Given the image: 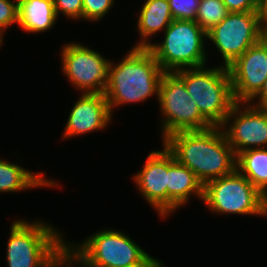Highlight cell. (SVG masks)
I'll return each mask as SVG.
<instances>
[{
	"instance_id": "obj_1",
	"label": "cell",
	"mask_w": 267,
	"mask_h": 267,
	"mask_svg": "<svg viewBox=\"0 0 267 267\" xmlns=\"http://www.w3.org/2000/svg\"><path fill=\"white\" fill-rule=\"evenodd\" d=\"M163 145L203 186L236 170L237 156L220 126L175 132L163 140Z\"/></svg>"
},
{
	"instance_id": "obj_2",
	"label": "cell",
	"mask_w": 267,
	"mask_h": 267,
	"mask_svg": "<svg viewBox=\"0 0 267 267\" xmlns=\"http://www.w3.org/2000/svg\"><path fill=\"white\" fill-rule=\"evenodd\" d=\"M108 67L105 97L111 113L120 104L144 102L155 93L164 71L149 48L133 47L117 65Z\"/></svg>"
},
{
	"instance_id": "obj_3",
	"label": "cell",
	"mask_w": 267,
	"mask_h": 267,
	"mask_svg": "<svg viewBox=\"0 0 267 267\" xmlns=\"http://www.w3.org/2000/svg\"><path fill=\"white\" fill-rule=\"evenodd\" d=\"M80 267H162V263L117 230H104L80 245L66 244Z\"/></svg>"
},
{
	"instance_id": "obj_4",
	"label": "cell",
	"mask_w": 267,
	"mask_h": 267,
	"mask_svg": "<svg viewBox=\"0 0 267 267\" xmlns=\"http://www.w3.org/2000/svg\"><path fill=\"white\" fill-rule=\"evenodd\" d=\"M183 80L188 94L201 115L212 125L222 126L236 103L228 67L184 68L175 71Z\"/></svg>"
},
{
	"instance_id": "obj_5",
	"label": "cell",
	"mask_w": 267,
	"mask_h": 267,
	"mask_svg": "<svg viewBox=\"0 0 267 267\" xmlns=\"http://www.w3.org/2000/svg\"><path fill=\"white\" fill-rule=\"evenodd\" d=\"M66 244L60 232L45 222L16 220L7 244L8 267H44Z\"/></svg>"
},
{
	"instance_id": "obj_6",
	"label": "cell",
	"mask_w": 267,
	"mask_h": 267,
	"mask_svg": "<svg viewBox=\"0 0 267 267\" xmlns=\"http://www.w3.org/2000/svg\"><path fill=\"white\" fill-rule=\"evenodd\" d=\"M164 35L162 43L148 47L164 72L206 65L207 32L195 20H173Z\"/></svg>"
},
{
	"instance_id": "obj_7",
	"label": "cell",
	"mask_w": 267,
	"mask_h": 267,
	"mask_svg": "<svg viewBox=\"0 0 267 267\" xmlns=\"http://www.w3.org/2000/svg\"><path fill=\"white\" fill-rule=\"evenodd\" d=\"M158 100L161 113L163 140L179 131L205 130L212 125L201 115L188 94L184 80L176 72H164L159 85Z\"/></svg>"
},
{
	"instance_id": "obj_8",
	"label": "cell",
	"mask_w": 267,
	"mask_h": 267,
	"mask_svg": "<svg viewBox=\"0 0 267 267\" xmlns=\"http://www.w3.org/2000/svg\"><path fill=\"white\" fill-rule=\"evenodd\" d=\"M202 201L215 213L262 215V194L237 169L206 183Z\"/></svg>"
},
{
	"instance_id": "obj_9",
	"label": "cell",
	"mask_w": 267,
	"mask_h": 267,
	"mask_svg": "<svg viewBox=\"0 0 267 267\" xmlns=\"http://www.w3.org/2000/svg\"><path fill=\"white\" fill-rule=\"evenodd\" d=\"M62 52V70L83 94H104L108 80V61L99 52L79 43L66 44Z\"/></svg>"
},
{
	"instance_id": "obj_10",
	"label": "cell",
	"mask_w": 267,
	"mask_h": 267,
	"mask_svg": "<svg viewBox=\"0 0 267 267\" xmlns=\"http://www.w3.org/2000/svg\"><path fill=\"white\" fill-rule=\"evenodd\" d=\"M260 22L258 12H229L219 24L207 31V38L224 59L223 66L228 67L258 43Z\"/></svg>"
},
{
	"instance_id": "obj_11",
	"label": "cell",
	"mask_w": 267,
	"mask_h": 267,
	"mask_svg": "<svg viewBox=\"0 0 267 267\" xmlns=\"http://www.w3.org/2000/svg\"><path fill=\"white\" fill-rule=\"evenodd\" d=\"M242 104L245 103L233 105L221 126L236 156L246 150L267 147V108L256 107L249 102L246 107L240 106ZM231 119H234L232 123ZM227 123H231L229 127H226Z\"/></svg>"
},
{
	"instance_id": "obj_12",
	"label": "cell",
	"mask_w": 267,
	"mask_h": 267,
	"mask_svg": "<svg viewBox=\"0 0 267 267\" xmlns=\"http://www.w3.org/2000/svg\"><path fill=\"white\" fill-rule=\"evenodd\" d=\"M236 102H250L267 79V51L259 44L249 47L228 66Z\"/></svg>"
},
{
	"instance_id": "obj_13",
	"label": "cell",
	"mask_w": 267,
	"mask_h": 267,
	"mask_svg": "<svg viewBox=\"0 0 267 267\" xmlns=\"http://www.w3.org/2000/svg\"><path fill=\"white\" fill-rule=\"evenodd\" d=\"M163 148L149 153L144 167L133 178L145 200L166 219L168 149L165 145Z\"/></svg>"
},
{
	"instance_id": "obj_14",
	"label": "cell",
	"mask_w": 267,
	"mask_h": 267,
	"mask_svg": "<svg viewBox=\"0 0 267 267\" xmlns=\"http://www.w3.org/2000/svg\"><path fill=\"white\" fill-rule=\"evenodd\" d=\"M109 104L104 94H83L72 107L64 138L82 135L107 127L111 121Z\"/></svg>"
},
{
	"instance_id": "obj_15",
	"label": "cell",
	"mask_w": 267,
	"mask_h": 267,
	"mask_svg": "<svg viewBox=\"0 0 267 267\" xmlns=\"http://www.w3.org/2000/svg\"><path fill=\"white\" fill-rule=\"evenodd\" d=\"M167 216L186 205L193 193L203 199V184L185 165L180 164L168 150Z\"/></svg>"
},
{
	"instance_id": "obj_16",
	"label": "cell",
	"mask_w": 267,
	"mask_h": 267,
	"mask_svg": "<svg viewBox=\"0 0 267 267\" xmlns=\"http://www.w3.org/2000/svg\"><path fill=\"white\" fill-rule=\"evenodd\" d=\"M18 24L24 31L50 30L57 20L53 0H17Z\"/></svg>"
},
{
	"instance_id": "obj_17",
	"label": "cell",
	"mask_w": 267,
	"mask_h": 267,
	"mask_svg": "<svg viewBox=\"0 0 267 267\" xmlns=\"http://www.w3.org/2000/svg\"><path fill=\"white\" fill-rule=\"evenodd\" d=\"M168 0H146L139 13L137 28L141 41L134 47L148 48V37L166 29L173 21Z\"/></svg>"
},
{
	"instance_id": "obj_18",
	"label": "cell",
	"mask_w": 267,
	"mask_h": 267,
	"mask_svg": "<svg viewBox=\"0 0 267 267\" xmlns=\"http://www.w3.org/2000/svg\"><path fill=\"white\" fill-rule=\"evenodd\" d=\"M43 173H32L23 167L0 159V192H18L41 186H58Z\"/></svg>"
},
{
	"instance_id": "obj_19",
	"label": "cell",
	"mask_w": 267,
	"mask_h": 267,
	"mask_svg": "<svg viewBox=\"0 0 267 267\" xmlns=\"http://www.w3.org/2000/svg\"><path fill=\"white\" fill-rule=\"evenodd\" d=\"M236 169L261 193L267 192V148H254L237 155Z\"/></svg>"
},
{
	"instance_id": "obj_20",
	"label": "cell",
	"mask_w": 267,
	"mask_h": 267,
	"mask_svg": "<svg viewBox=\"0 0 267 267\" xmlns=\"http://www.w3.org/2000/svg\"><path fill=\"white\" fill-rule=\"evenodd\" d=\"M228 13L222 0H200L195 22L207 32L219 24Z\"/></svg>"
},
{
	"instance_id": "obj_21",
	"label": "cell",
	"mask_w": 267,
	"mask_h": 267,
	"mask_svg": "<svg viewBox=\"0 0 267 267\" xmlns=\"http://www.w3.org/2000/svg\"><path fill=\"white\" fill-rule=\"evenodd\" d=\"M174 20H195L200 0H168Z\"/></svg>"
},
{
	"instance_id": "obj_22",
	"label": "cell",
	"mask_w": 267,
	"mask_h": 267,
	"mask_svg": "<svg viewBox=\"0 0 267 267\" xmlns=\"http://www.w3.org/2000/svg\"><path fill=\"white\" fill-rule=\"evenodd\" d=\"M115 0H83V19L99 21L113 7Z\"/></svg>"
},
{
	"instance_id": "obj_23",
	"label": "cell",
	"mask_w": 267,
	"mask_h": 267,
	"mask_svg": "<svg viewBox=\"0 0 267 267\" xmlns=\"http://www.w3.org/2000/svg\"><path fill=\"white\" fill-rule=\"evenodd\" d=\"M55 12L74 20L83 19V0H53Z\"/></svg>"
},
{
	"instance_id": "obj_24",
	"label": "cell",
	"mask_w": 267,
	"mask_h": 267,
	"mask_svg": "<svg viewBox=\"0 0 267 267\" xmlns=\"http://www.w3.org/2000/svg\"><path fill=\"white\" fill-rule=\"evenodd\" d=\"M13 1L0 0V32L2 33L11 24L18 23V1Z\"/></svg>"
},
{
	"instance_id": "obj_25",
	"label": "cell",
	"mask_w": 267,
	"mask_h": 267,
	"mask_svg": "<svg viewBox=\"0 0 267 267\" xmlns=\"http://www.w3.org/2000/svg\"><path fill=\"white\" fill-rule=\"evenodd\" d=\"M228 12H258L257 0H222Z\"/></svg>"
},
{
	"instance_id": "obj_26",
	"label": "cell",
	"mask_w": 267,
	"mask_h": 267,
	"mask_svg": "<svg viewBox=\"0 0 267 267\" xmlns=\"http://www.w3.org/2000/svg\"><path fill=\"white\" fill-rule=\"evenodd\" d=\"M75 259L72 251L65 246L46 266L44 267H72Z\"/></svg>"
},
{
	"instance_id": "obj_27",
	"label": "cell",
	"mask_w": 267,
	"mask_h": 267,
	"mask_svg": "<svg viewBox=\"0 0 267 267\" xmlns=\"http://www.w3.org/2000/svg\"><path fill=\"white\" fill-rule=\"evenodd\" d=\"M258 43L267 51V21H261L258 30Z\"/></svg>"
},
{
	"instance_id": "obj_28",
	"label": "cell",
	"mask_w": 267,
	"mask_h": 267,
	"mask_svg": "<svg viewBox=\"0 0 267 267\" xmlns=\"http://www.w3.org/2000/svg\"><path fill=\"white\" fill-rule=\"evenodd\" d=\"M256 97L259 98V102H257V105L254 106L267 108V79L265 80L260 92L249 103L254 101Z\"/></svg>"
},
{
	"instance_id": "obj_29",
	"label": "cell",
	"mask_w": 267,
	"mask_h": 267,
	"mask_svg": "<svg viewBox=\"0 0 267 267\" xmlns=\"http://www.w3.org/2000/svg\"><path fill=\"white\" fill-rule=\"evenodd\" d=\"M258 14L261 21H267V0L258 2Z\"/></svg>"
},
{
	"instance_id": "obj_30",
	"label": "cell",
	"mask_w": 267,
	"mask_h": 267,
	"mask_svg": "<svg viewBox=\"0 0 267 267\" xmlns=\"http://www.w3.org/2000/svg\"><path fill=\"white\" fill-rule=\"evenodd\" d=\"M267 216V192L262 194V215Z\"/></svg>"
},
{
	"instance_id": "obj_31",
	"label": "cell",
	"mask_w": 267,
	"mask_h": 267,
	"mask_svg": "<svg viewBox=\"0 0 267 267\" xmlns=\"http://www.w3.org/2000/svg\"><path fill=\"white\" fill-rule=\"evenodd\" d=\"M3 33L2 32H0V46H1V44H2V41H3Z\"/></svg>"
}]
</instances>
